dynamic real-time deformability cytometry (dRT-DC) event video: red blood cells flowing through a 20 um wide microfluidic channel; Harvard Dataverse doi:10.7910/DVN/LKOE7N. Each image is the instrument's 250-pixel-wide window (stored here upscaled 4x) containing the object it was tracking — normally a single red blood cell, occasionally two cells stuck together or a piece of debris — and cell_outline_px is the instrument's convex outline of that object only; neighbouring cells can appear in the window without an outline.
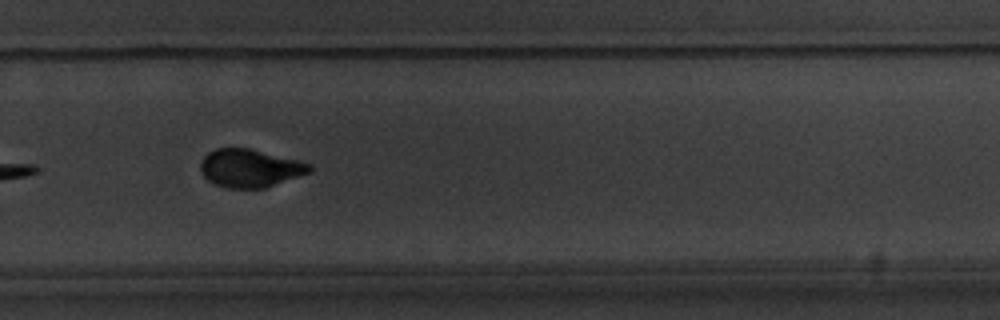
{"species": "common noctule bat (a hibernating species)", "species_latin": "Nyctalus noctula", "temperature_condition": "warm", "stored_images_in_passage": 16, "camera_frame_rate_fps": 3000, "um_per_image_px": 0.085, "animal": {"sex": "male", "body_mass_g": 20.1, "forearm_length_mm": 53.5}, "frame": {"image": 1, "passage_image": 12, "time_ms": 14.0, "image_size_px": [1000, 320], "cell_outline_px": [[312, 172], [264, 188], [228, 188], [216, 184], [208, 180], [200, 172], [200, 164], [204, 156], [208, 152], [216, 148], [248, 148], [312, 164]], "centroid_in_image_um": [21.24, 14.3], "position_along_channel_um": 308.6, "area_um2": 24.04}, "authors_computed_cell_mechanics": {"area_um2": 24.9696, "velocity_mm_per_s": 3.3651, "shape_relaxation_time_tau1_ms": 1.6867, "shape_relaxation_time_tau2_ms": 3.1235, "deformation_change_tau1": 0.0775, "deformation_change_tau2": 0.0349}}